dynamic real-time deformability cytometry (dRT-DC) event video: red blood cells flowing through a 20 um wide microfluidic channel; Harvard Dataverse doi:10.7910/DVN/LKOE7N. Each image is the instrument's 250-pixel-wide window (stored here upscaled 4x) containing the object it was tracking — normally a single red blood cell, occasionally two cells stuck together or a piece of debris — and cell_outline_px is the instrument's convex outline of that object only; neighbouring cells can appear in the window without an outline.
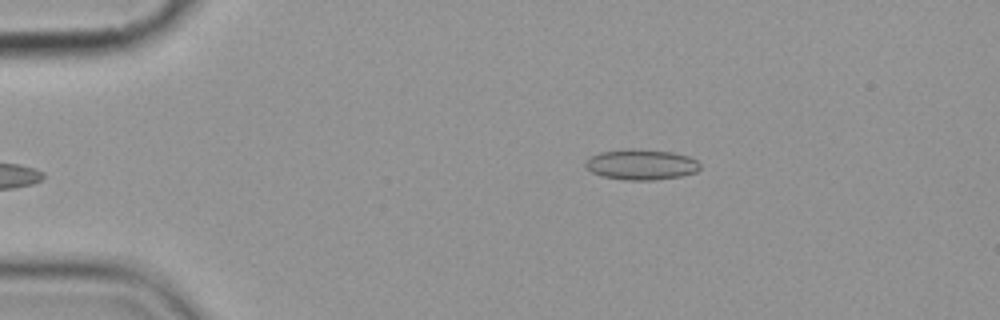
{"species": "common noctule bat (a hibernating species)", "species_latin": "Nyctalus noctula", "temperature_condition": "cold", "stored_images_in_passage": 7, "camera_frame_rate_fps": 3000, "um_per_image_px": 0.085, "animal": {"sex": "female", "body_mass_g": 19.9}, "frame": {"image": 1, "passage_image": 7, "time_ms": 6.667, "image_size_px": [1000, 320], "cell_outline_px": [[700, 168], [696, 172], [680, 176], [656, 180], [624, 180], [600, 176], [592, 172], [584, 164], [592, 156], [600, 152], [628, 148], [632, 148], [672, 152], [688, 156], [696, 160], [700, 164]], "centroid_in_image_um": [54.51, 13.99], "position_along_channel_um": 30.5, "area_um2": 20.4}}